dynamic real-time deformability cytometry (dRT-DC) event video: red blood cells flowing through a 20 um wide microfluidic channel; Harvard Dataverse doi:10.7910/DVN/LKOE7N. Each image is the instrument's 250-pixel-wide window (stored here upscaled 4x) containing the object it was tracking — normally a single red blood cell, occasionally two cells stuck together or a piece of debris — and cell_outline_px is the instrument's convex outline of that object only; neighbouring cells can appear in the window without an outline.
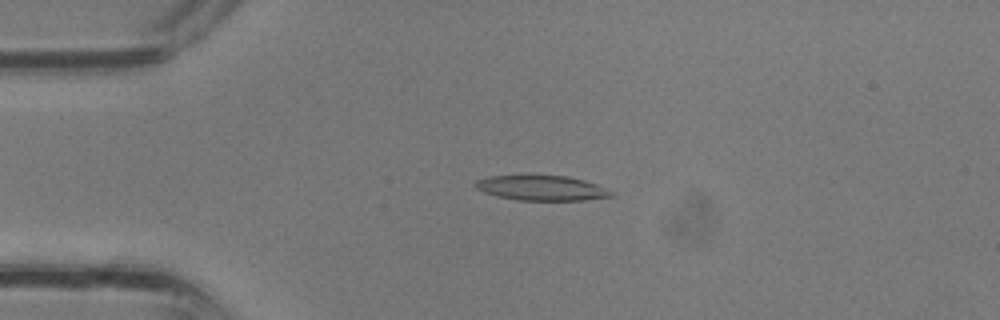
{"species": "common noctule bat (a hibernating species)", "species_latin": "Nyctalus noctula", "temperature_condition": "room temperature", "stored_images_in_passage": 29, "camera_frame_rate_fps": 3000, "um_per_image_px": 0.085, "animal": {"sex": "male", "body_mass_g": 13.3}, "frame": {"image": 1, "passage_image": 3, "time_ms": 0.667, "image_size_px": [1000, 320], "cell_outline_px": [[612, 196], [584, 200], [516, 200], [496, 196], [484, 192], [476, 188], [476, 180], [488, 176], [568, 176], [584, 180], [596, 184], [612, 192]], "centroid_in_image_um": [46.01, 15.98], "position_along_channel_um": 39.0, "area_um2": 19.48}}
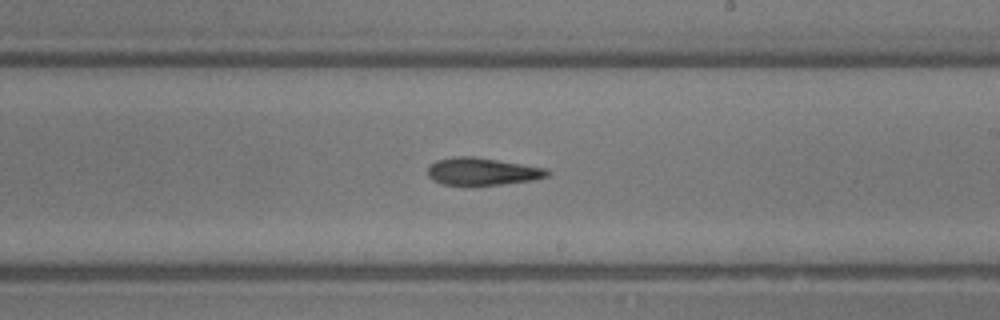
{"frame": {"image": 2, "passage_image": 15, "time_ms": 4.667, "image_size_px": [1000, 320], "cell_outline_px": [[552, 172], [548, 176], [532, 180], [468, 188], [440, 184], [432, 180], [428, 176], [428, 164], [436, 160], [452, 156], [472, 156], [544, 168]], "centroid_in_image_um": [40.88, 14.61], "position_along_channel_um": 248.1, "area_um2": 19.71}}
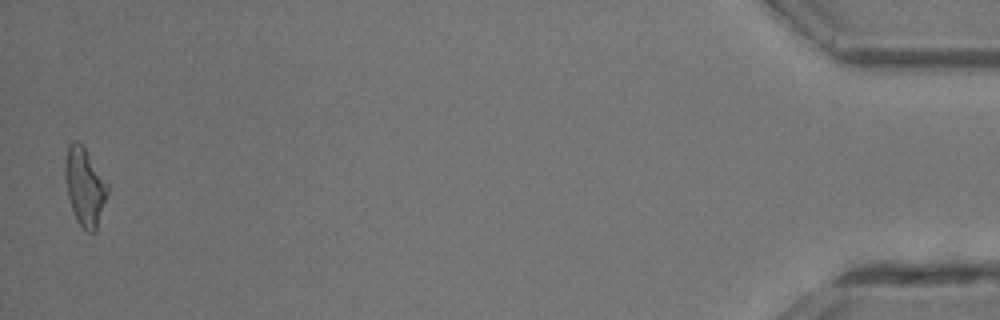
{"frame": {"image": 3, "passage_image": 29, "time_ms": 9.333, "image_size_px": [1000, 320], "cell_outline_px": [[108, 192], [96, 232], [88, 232], [76, 220], [68, 196], [64, 172], [64, 160], [68, 144], [72, 140], [76, 140], [84, 148], [108, 184]], "centroid_in_image_um": [7.18, 15.86], "position_along_channel_um": 428.0, "area_um2": 19.07}}